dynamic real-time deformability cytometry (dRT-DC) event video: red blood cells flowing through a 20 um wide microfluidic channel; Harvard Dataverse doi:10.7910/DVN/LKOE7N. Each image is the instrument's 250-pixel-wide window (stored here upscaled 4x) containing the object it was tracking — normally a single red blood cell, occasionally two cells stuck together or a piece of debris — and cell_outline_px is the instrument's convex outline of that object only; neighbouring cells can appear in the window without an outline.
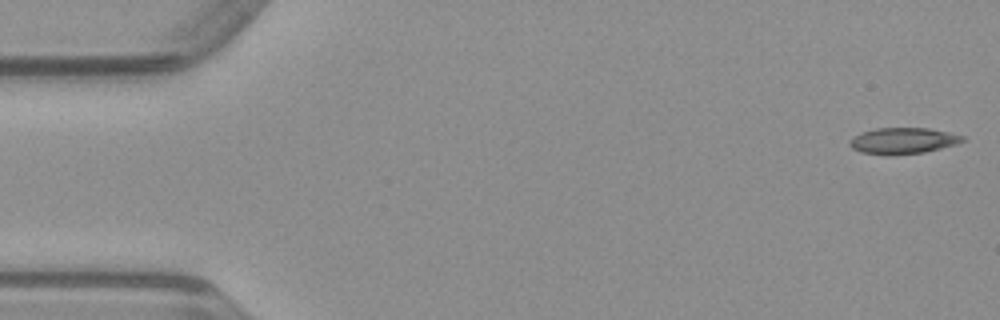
{"species": "common noctule bat (a hibernating species)", "species_latin": "Nyctalus noctula", "temperature_condition": "warm", "stored_images_in_passage": 49, "camera_frame_rate_fps": 3000, "um_per_image_px": 0.085, "animal": {"sex": "male", "body_mass_g": 23.1, "forearm_length_mm": 52.7}, "frame": {"image": 1, "passage_image": 1, "time_ms": 0.0, "image_size_px": [1000, 320], "cell_outline_px": [[964, 140], [956, 144], [924, 152], [888, 156], [860, 152], [852, 148], [848, 144], [848, 140], [852, 136], [860, 132], [876, 128], [928, 128], [948, 132], [964, 136]], "centroid_in_image_um": [76.67, 11.97], "position_along_channel_um": 8.3, "area_um2": 17.4}}
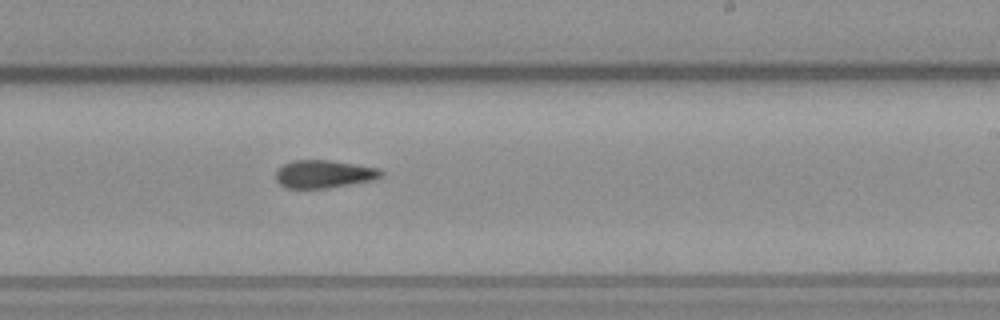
{"frame": {"image": 2, "passage_image": 29, "time_ms": 9.333, "image_size_px": [1000, 320], "cell_outline_px": [[384, 176], [372, 180], [328, 188], [288, 188], [280, 184], [276, 180], [276, 172], [284, 164], [292, 160], [332, 160], [380, 168], [384, 172]], "centroid_in_image_um": [27.57, 14.78], "position_along_channel_um": 261.4, "area_um2": 17.17}}
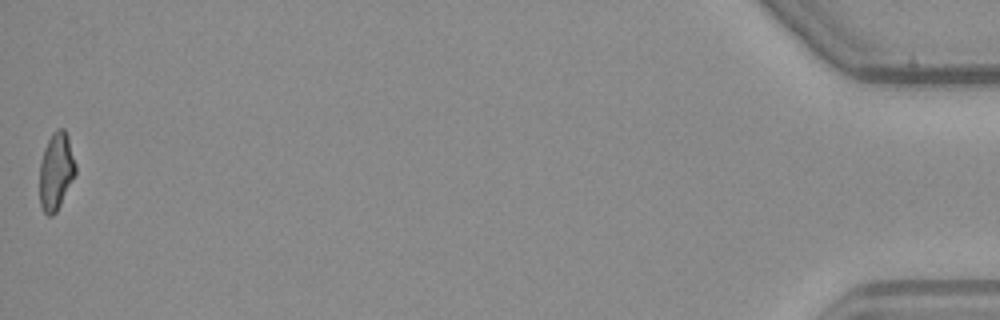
{"frame": {"image": 3, "passage_image": 49, "time_ms": 16.0, "image_size_px": [1000, 320], "cell_outline_px": [[76, 172], [56, 212], [52, 216], [48, 216], [44, 212], [40, 204], [40, 160], [44, 148], [52, 132], [56, 128], [64, 128], [68, 136], [76, 164]], "centroid_in_image_um": [4.76, 14.52], "position_along_channel_um": 430.4, "area_um2": 16.18}}